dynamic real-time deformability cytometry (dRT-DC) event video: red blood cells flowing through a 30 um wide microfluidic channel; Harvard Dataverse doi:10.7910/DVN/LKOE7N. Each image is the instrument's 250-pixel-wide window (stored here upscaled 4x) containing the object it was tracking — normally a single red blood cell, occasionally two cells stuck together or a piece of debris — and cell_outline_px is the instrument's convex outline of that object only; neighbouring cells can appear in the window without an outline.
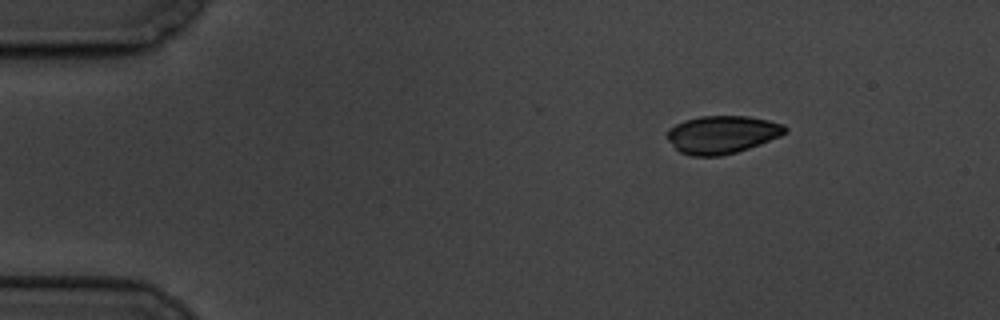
{"species": "common noctule bat (a hibernating species)", "species_latin": "Nyctalus noctula", "temperature_condition": "cold", "stored_images_in_passage": 2, "camera_frame_rate_fps": 3000, "um_per_image_px": 0.085, "animal": {"sex": "male", "body_mass_g": 19.5, "forearm_length_mm": 54.6}, "frame": {"image": 1, "passage_image": 2, "time_ms": 2.0, "image_size_px": [1000, 320], "cell_outline_px": [[788, 132], [780, 136], [760, 144], [736, 152], [720, 156], [692, 156], [680, 152], [668, 140], [668, 128], [684, 120], [700, 116], [748, 116], [768, 120], [784, 124], [788, 128]], "centroid_in_image_um": [61.4, 11.43], "position_along_channel_um": 23.6, "area_um2": 26.01}}